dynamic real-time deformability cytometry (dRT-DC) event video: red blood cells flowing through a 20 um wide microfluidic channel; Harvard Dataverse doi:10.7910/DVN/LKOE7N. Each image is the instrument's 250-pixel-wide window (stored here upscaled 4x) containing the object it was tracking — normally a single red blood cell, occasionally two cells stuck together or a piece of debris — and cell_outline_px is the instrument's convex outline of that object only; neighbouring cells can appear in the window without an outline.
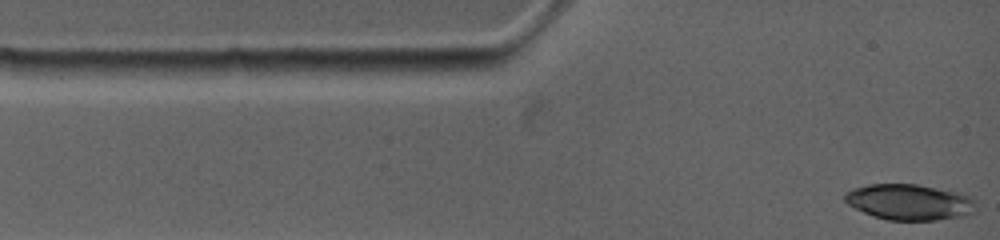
{"species": "common noctule bat (a hibernating species)", "species_latin": "Nyctalus noctula", "temperature_condition": "warm", "stored_images_in_passage": 15, "camera_frame_rate_fps": 4500, "um_per_image_px": 0.085, "animal": {"sex": "female", "body_mass_g": 19.0, "forearm_length_mm": 53.3}, "frame": {"image": 1, "passage_image": 1, "time_ms": 0.0, "image_size_px": [1000, 240], "cell_outline_px": [[976, 212], [964, 216], [936, 220], [888, 220], [872, 216], [848, 204], [844, 200], [844, 192], [852, 188], [868, 184], [916, 184], [960, 192], [972, 196], [976, 200]], "centroid_in_image_um": [77.34, 17.17], "position_along_channel_um": 7.7, "area_um2": 27.8}}
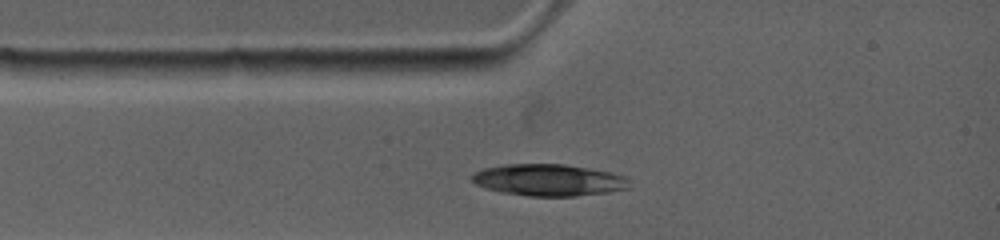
{"frame": {"image": 2, "passage_image": 5, "time_ms": 1.778, "image_size_px": [1000, 240], "cell_outline_px": [[632, 188], [608, 192], [576, 196], [528, 196], [500, 192], [484, 188], [476, 184], [472, 180], [472, 176], [476, 172], [484, 168], [504, 164], [564, 164], [588, 168], [628, 176], [632, 180]], "centroid_in_image_um": [46.71, 15.31], "position_along_channel_um": 38.3, "area_um2": 29.42}}
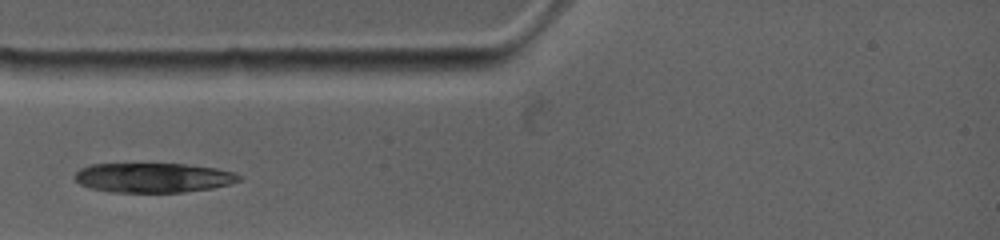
{"frame": {"image": 3, "passage_image": 7, "time_ms": 2.667, "image_size_px": [1000, 240], "cell_outline_px": [[244, 176], [240, 180], [228, 184], [212, 188], [184, 192], [112, 192], [92, 188], [80, 184], [72, 176], [80, 168], [92, 164], [184, 164], [216, 168], [236, 172]], "centroid_in_image_um": [13.05, 15.1], "position_along_channel_um": 72.0, "area_um2": 28.38}}